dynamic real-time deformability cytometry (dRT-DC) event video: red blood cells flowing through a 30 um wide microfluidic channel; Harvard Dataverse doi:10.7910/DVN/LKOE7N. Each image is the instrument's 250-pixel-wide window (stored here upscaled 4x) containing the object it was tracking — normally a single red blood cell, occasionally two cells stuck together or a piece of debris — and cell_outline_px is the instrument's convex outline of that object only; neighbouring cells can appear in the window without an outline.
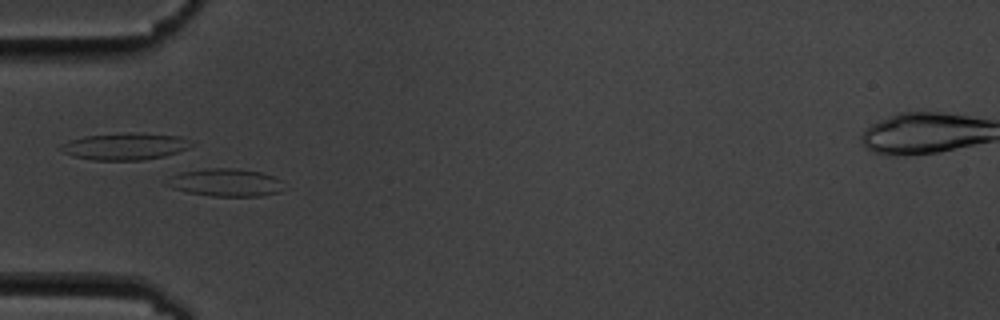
{"species": "common noctule bat (a hibernating species)", "species_latin": "Nyctalus noctula", "temperature_condition": "cold", "stored_images_in_passage": 5, "camera_frame_rate_fps": 3000, "um_per_image_px": 0.085, "animal": {"sex": "male", "body_mass_g": 19.5, "forearm_length_mm": 54.6}, "frame": {"image": 1, "passage_image": 4, "time_ms": 4.333, "image_size_px": [1000, 320], "cell_outline_px": [[284, 180], [280, 192], [260, 196], [212, 196], [188, 192], [172, 188], [164, 184], [172, 176], [180, 172], [204, 168], [236, 168], [260, 172], [276, 176]], "centroid_in_image_um": [19.21, 15.5], "position_along_channel_um": 65.8, "area_um2": 19.07}}